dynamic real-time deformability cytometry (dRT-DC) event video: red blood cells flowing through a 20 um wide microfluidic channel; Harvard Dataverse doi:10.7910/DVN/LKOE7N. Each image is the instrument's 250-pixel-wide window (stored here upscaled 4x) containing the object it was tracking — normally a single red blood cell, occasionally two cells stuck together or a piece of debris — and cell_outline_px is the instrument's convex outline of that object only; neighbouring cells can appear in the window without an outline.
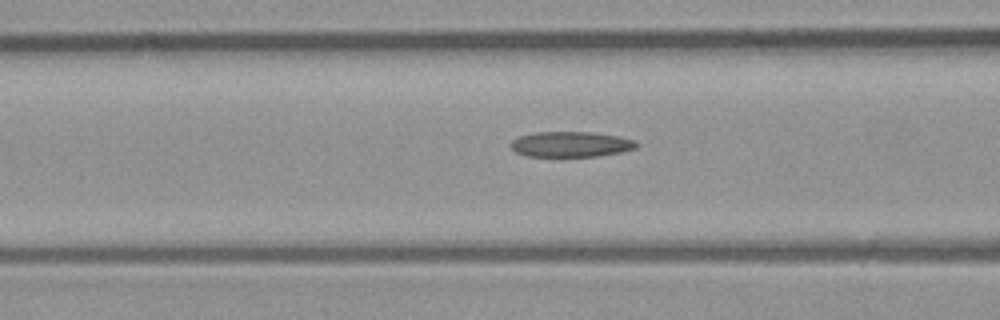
{"species": "common noctule bat (a hibernating species)", "species_latin": "Nyctalus noctula", "temperature_condition": "room temperature", "stored_images_in_passage": 17, "camera_frame_rate_fps": 3000, "um_per_image_px": 0.085, "animal": {"sex": "male", "body_mass_g": 23.1, "forearm_length_mm": 52.7}, "frame": {"image": 1, "passage_image": 15, "time_ms": 4.667, "image_size_px": [1000, 320], "cell_outline_px": [[640, 144], [636, 148], [620, 152], [596, 156], [528, 156], [516, 152], [508, 144], [512, 140], [520, 136], [536, 132], [592, 132], [620, 136], [636, 140]], "centroid_in_image_um": [48.55, 12.25], "position_along_channel_um": 118.1, "area_um2": 18.67}}